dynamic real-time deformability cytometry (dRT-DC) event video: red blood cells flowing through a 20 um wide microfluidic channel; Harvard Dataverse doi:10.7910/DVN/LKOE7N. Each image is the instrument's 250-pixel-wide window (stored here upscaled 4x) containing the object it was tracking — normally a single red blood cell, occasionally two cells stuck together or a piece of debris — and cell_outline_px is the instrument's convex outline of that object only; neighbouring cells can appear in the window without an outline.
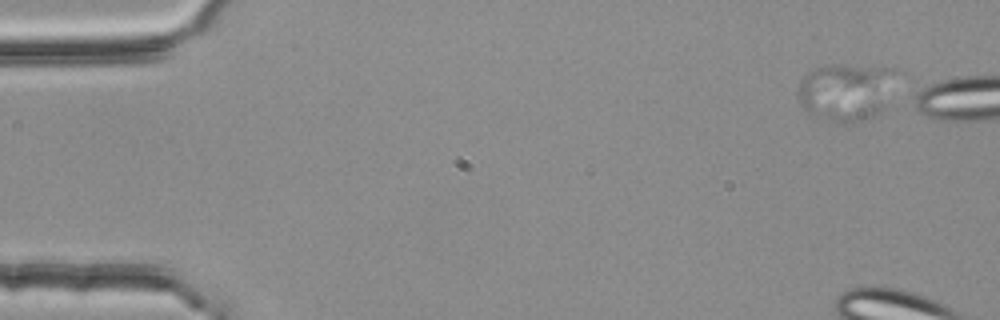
{"species": "common noctule bat (a hibernating species)", "species_latin": "Nyctalus noctula", "temperature_condition": "room temperature", "stored_images_in_passage": 3, "segment_of_instrument_passage": [2, 2], "camera_frame_rate_fps": 3000, "um_per_image_px": 0.085, "animal": {"sex": "female", "body_mass_g": 25.1}, "frame": {"image": 1, "passage_image": 3, "time_ms": 0.667, "image_size_px": [1000, 320], "cell_outline_px": [[904, 72], [884, 108], [880, 112], [868, 120], [852, 124], [844, 124], [812, 116], [800, 100], [796, 92], [800, 80], [808, 72], [816, 68], [832, 64], [840, 64], [900, 68]], "centroid_in_image_um": [72.06, 7.78], "position_along_channel_um": 12.9, "area_um2": 34.51}}